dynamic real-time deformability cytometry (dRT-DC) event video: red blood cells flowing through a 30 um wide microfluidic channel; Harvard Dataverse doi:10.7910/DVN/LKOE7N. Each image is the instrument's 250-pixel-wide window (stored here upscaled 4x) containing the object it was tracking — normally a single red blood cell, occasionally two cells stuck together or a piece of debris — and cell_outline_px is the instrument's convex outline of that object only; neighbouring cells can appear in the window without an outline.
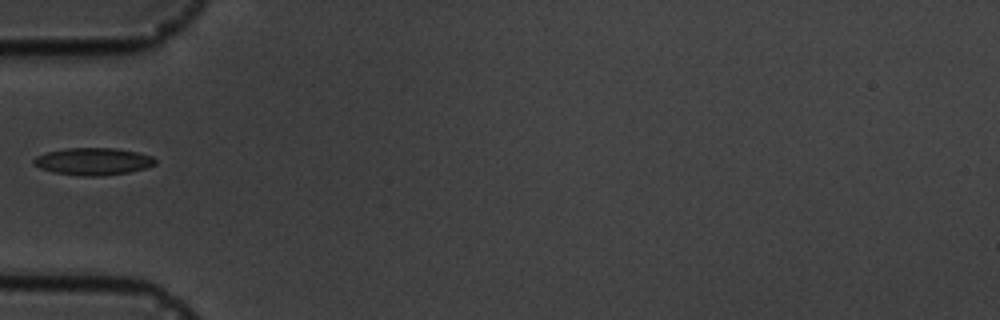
{"species": "common noctule bat (a hibernating species)", "species_latin": "Nyctalus noctula", "temperature_condition": "cold", "stored_images_in_passage": 5, "camera_frame_rate_fps": 3000, "um_per_image_px": 0.085, "animal": {"sex": "male", "body_mass_g": 19.5, "forearm_length_mm": 54.6}, "frame": {"image": 1, "passage_image": 5, "time_ms": 5.333, "image_size_px": [1000, 320], "cell_outline_px": [[156, 164], [144, 168], [128, 172], [100, 176], [84, 176], [52, 172], [40, 168], [32, 164], [32, 160], [36, 156], [44, 152], [68, 148], [116, 148], [136, 152], [152, 156], [156, 160]], "centroid_in_image_um": [7.87, 13.71], "position_along_channel_um": 77.1, "area_um2": 19.31}}